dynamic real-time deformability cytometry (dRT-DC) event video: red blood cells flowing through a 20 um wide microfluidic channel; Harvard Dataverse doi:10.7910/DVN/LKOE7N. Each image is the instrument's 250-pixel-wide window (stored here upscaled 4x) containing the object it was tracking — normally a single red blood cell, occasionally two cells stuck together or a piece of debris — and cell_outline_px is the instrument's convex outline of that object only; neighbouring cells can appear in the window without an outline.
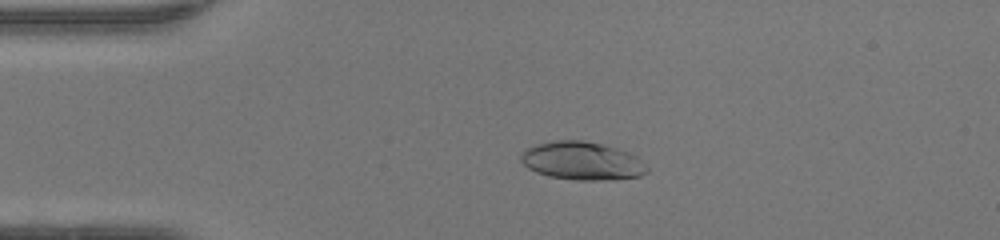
{"species": "human", "species_latin": "Homo sapiens", "temperature_condition": "warm", "stored_images_in_passage": 49, "camera_frame_rate_fps": 3000, "um_per_image_px": 0.085, "donor": {"sex": "female"}, "frame": {"image": 1, "passage_image": 11, "time_ms": 3.333, "image_size_px": [1000, 240], "cell_outline_px": [[648, 172], [640, 176], [600, 180], [576, 180], [548, 176], [536, 172], [528, 168], [520, 160], [520, 152], [524, 148], [532, 144], [552, 140], [580, 140], [600, 144], [616, 148], [628, 152], [636, 156], [648, 168]], "centroid_in_image_um": [49.4, 13.66], "position_along_channel_um": 35.6, "area_um2": 28.15}}
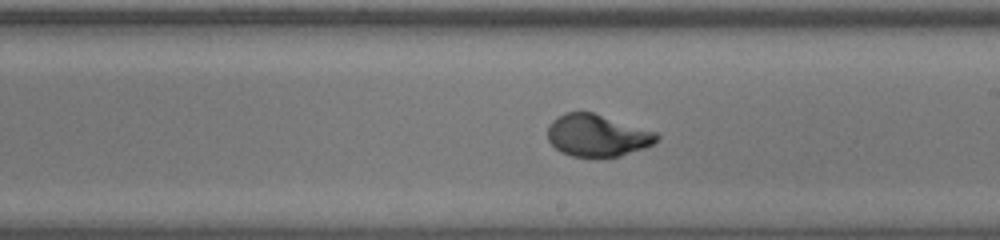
{"frame": {"image": 2, "passage_image": 28, "time_ms": 9.0, "image_size_px": [1000, 240], "cell_outline_px": [[660, 136], [652, 144], [644, 148], [620, 156], [596, 160], [572, 156], [560, 152], [548, 140], [548, 124], [556, 116], [564, 112], [592, 112], [656, 132]], "centroid_in_image_um": [50.72, 11.55], "position_along_channel_um": 238.3, "area_um2": 27.22}}
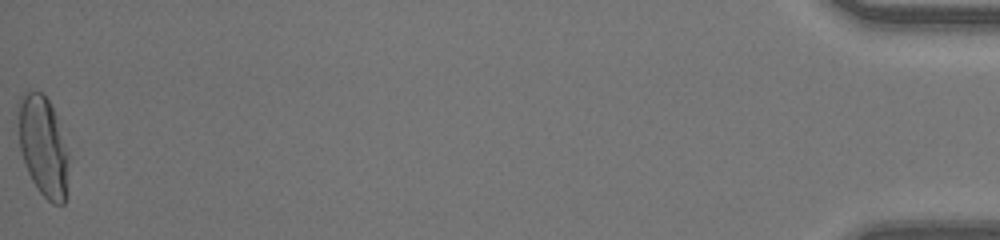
{"frame": {"image": 3, "passage_image": 49, "time_ms": 16.0, "image_size_px": [1000, 240], "cell_outline_px": [[68, 160], [64, 204], [52, 204], [36, 188], [28, 172], [20, 148], [16, 112], [16, 104], [20, 96], [24, 92], [40, 92], [48, 100], [56, 116], [68, 152]], "centroid_in_image_um": [3.62, 12.4], "position_along_channel_um": 431.6, "area_um2": 29.36}, "authors_computed_cell_mechanics": {"area_um2": 27.2816, "velocity_mm_per_s": 4.274, "shape_relaxation_time_tau1_ms": 3.6742, "shape_relaxation_time_tau2_ms": null, "deformation_change_tau1": 0.219, "deformation_change_tau2": null}}